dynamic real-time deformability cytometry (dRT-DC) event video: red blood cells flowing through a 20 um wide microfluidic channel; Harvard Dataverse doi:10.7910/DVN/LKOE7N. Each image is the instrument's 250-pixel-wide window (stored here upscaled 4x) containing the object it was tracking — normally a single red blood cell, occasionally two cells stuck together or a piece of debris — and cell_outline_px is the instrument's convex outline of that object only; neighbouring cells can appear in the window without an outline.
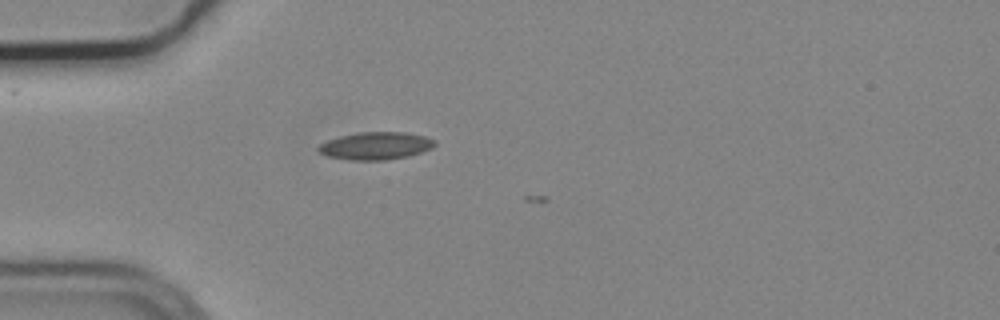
{"species": "common noctule bat (a hibernating species)", "species_latin": "Nyctalus noctula", "temperature_condition": "cold", "stored_images_in_passage": 2, "camera_frame_rate_fps": 3000, "um_per_image_px": 0.085, "animal": {"sex": "male", "body_mass_g": 19.2, "forearm_length_mm": 51.8}, "frame": {"image": 1, "passage_image": 1, "time_ms": 0.0, "image_size_px": [1000, 320], "cell_outline_px": [[436, 144], [432, 148], [408, 156], [384, 160], [352, 160], [328, 156], [316, 152], [316, 148], [320, 144], [328, 140], [340, 136], [360, 132], [404, 132], [424, 136], [436, 140]], "centroid_in_image_um": [31.92, 12.39], "position_along_channel_um": 53.1, "area_um2": 18.67}}